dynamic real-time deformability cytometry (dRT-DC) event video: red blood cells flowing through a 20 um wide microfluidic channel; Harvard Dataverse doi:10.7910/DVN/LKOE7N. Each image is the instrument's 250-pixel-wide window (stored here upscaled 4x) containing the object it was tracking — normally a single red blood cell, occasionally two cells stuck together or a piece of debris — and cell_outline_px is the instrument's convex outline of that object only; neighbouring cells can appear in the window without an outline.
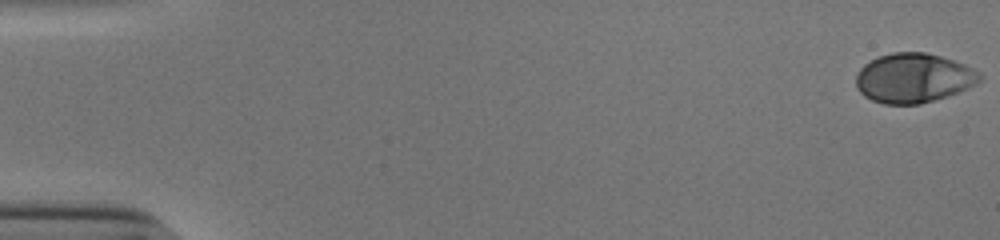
{"species": "human", "species_latin": "Homo sapiens", "temperature_condition": "cold", "stored_images_in_passage": 54, "camera_frame_rate_fps": 3000, "um_per_image_px": 0.085, "donor": {"sex": "male"}, "frame": {"image": 1, "passage_image": 1, "time_ms": 0.0, "image_size_px": [1000, 240], "cell_outline_px": [[984, 76], [976, 84], [968, 88], [948, 96], [920, 104], [884, 104], [872, 100], [864, 96], [856, 88], [856, 76], [860, 68], [864, 64], [880, 56], [892, 52], [924, 52], [940, 56], [964, 64], [980, 72]], "centroid_in_image_um": [77.65, 6.64], "position_along_channel_um": 7.3, "area_um2": 35.72}}
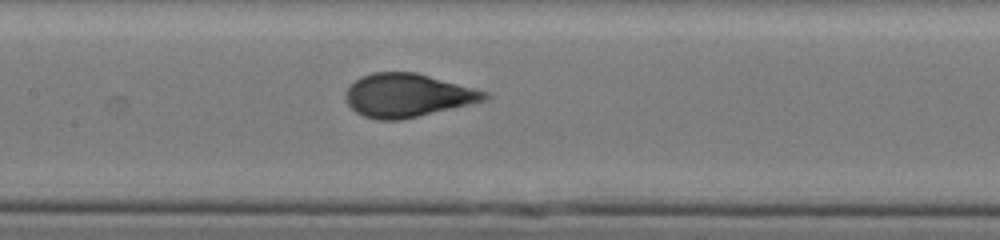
{"frame": {"image": 2, "passage_image": 27, "time_ms": 8.667, "image_size_px": [1000, 240], "cell_outline_px": [[492, 96], [484, 100], [468, 104], [400, 120], [380, 120], [364, 116], [356, 112], [348, 104], [344, 96], [344, 92], [360, 76], [372, 72], [416, 72], [488, 92]], "centroid_in_image_um": [34.6, 8.09], "position_along_channel_um": 172.8, "area_um2": 34.8}}
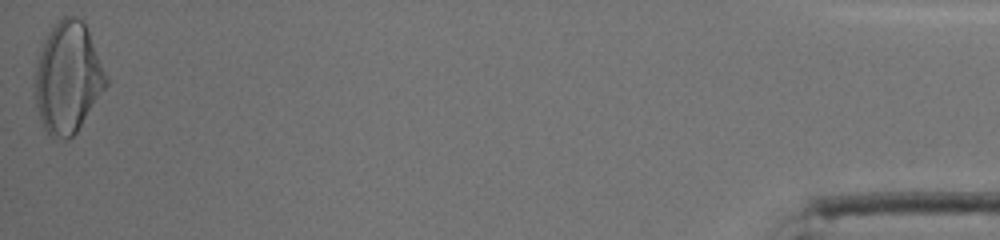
{"frame": {"image": 3, "passage_image": 54, "time_ms": 17.667, "image_size_px": [1000, 240], "cell_outline_px": [[108, 84], [76, 132], [72, 136], [48, 136], [40, 120], [36, 104], [36, 60], [44, 36], [64, 16], [76, 16], [84, 20], [108, 76]], "centroid_in_image_um": [5.78, 6.55], "position_along_channel_um": 429.4, "area_um2": 45.78}, "authors_computed_cell_mechanics": {"area_um2": 35.4603, "velocity_mm_per_s": 3.8484, "shape_relaxation_time_tau1_ms": 5.1384, "shape_relaxation_time_tau2_ms": null, "deformation_change_tau1": 0.2227, "deformation_change_tau2": null}}